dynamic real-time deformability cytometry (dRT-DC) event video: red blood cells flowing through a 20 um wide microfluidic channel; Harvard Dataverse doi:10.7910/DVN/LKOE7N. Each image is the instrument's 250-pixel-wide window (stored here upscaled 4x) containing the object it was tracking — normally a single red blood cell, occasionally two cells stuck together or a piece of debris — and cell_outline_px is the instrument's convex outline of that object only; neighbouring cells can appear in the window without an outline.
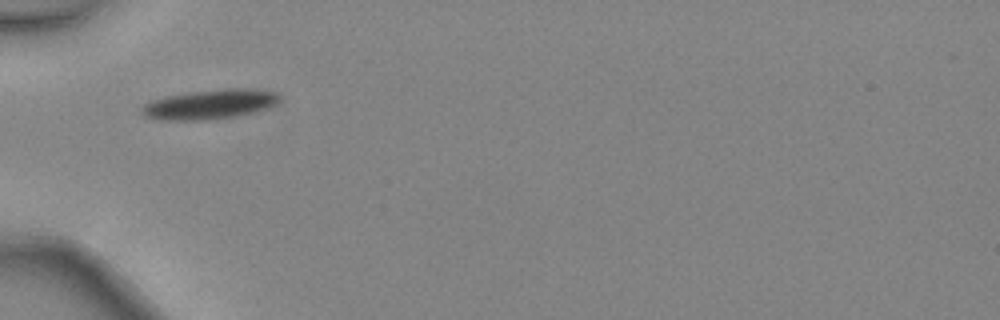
{"species": "common noctule bat (a hibernating species)", "species_latin": "Nyctalus noctula", "temperature_condition": "warm", "stored_images_in_passage": 1, "camera_frame_rate_fps": 3000, "um_per_image_px": 0.085, "animal": {"sex": "female", "body_mass_g": 24.6, "forearm_length_mm": 56.2}, "frame": {"image": 1, "passage_image": 1, "time_ms": 0.0, "image_size_px": [1000, 320], "cell_outline_px": [[280, 100], [276, 104], [268, 108], [252, 112], [232, 116], [208, 120], [160, 120], [144, 116], [140, 112], [140, 108], [144, 104], [152, 100], [168, 96], [188, 92], [228, 88], [236, 88], [276, 92], [280, 96]], "centroid_in_image_um": [17.79, 8.87], "position_along_channel_um": 67.2, "area_um2": 23.58}}